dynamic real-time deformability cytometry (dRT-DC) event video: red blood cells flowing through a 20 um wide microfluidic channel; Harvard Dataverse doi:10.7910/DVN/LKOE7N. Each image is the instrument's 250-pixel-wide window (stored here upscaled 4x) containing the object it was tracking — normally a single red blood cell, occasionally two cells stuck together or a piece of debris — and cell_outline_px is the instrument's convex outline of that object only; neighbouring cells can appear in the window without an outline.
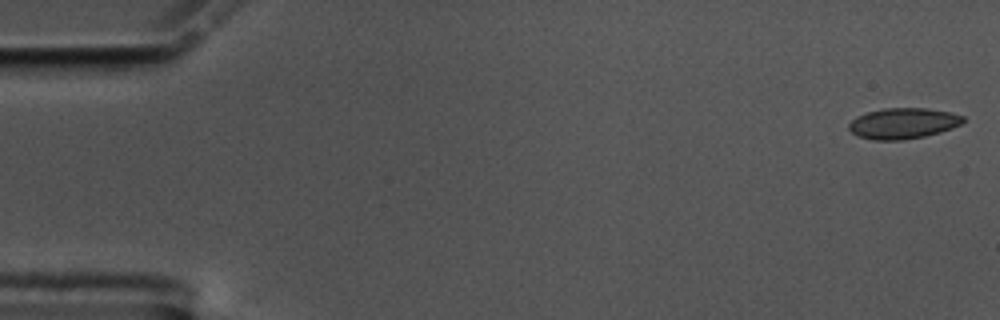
{"species": "common noctule bat (a hibernating species)", "species_latin": "Nyctalus noctula", "temperature_condition": "cold", "stored_images_in_passage": 57, "camera_frame_rate_fps": 3000, "um_per_image_px": 0.085, "animal": {"sex": "male", "body_mass_g": 17.5, "forearm_length_mm": 52.3}, "frame": {"image": 1, "passage_image": 1, "time_ms": 0.0, "image_size_px": [1000, 320], "cell_outline_px": [[964, 120], [960, 124], [952, 128], [940, 132], [924, 136], [904, 140], [872, 140], [856, 136], [848, 128], [848, 124], [856, 116], [868, 112], [884, 108], [928, 108], [952, 112], [964, 116]], "centroid_in_image_um": [76.75, 10.48], "position_along_channel_um": 8.3, "area_um2": 20.63}}
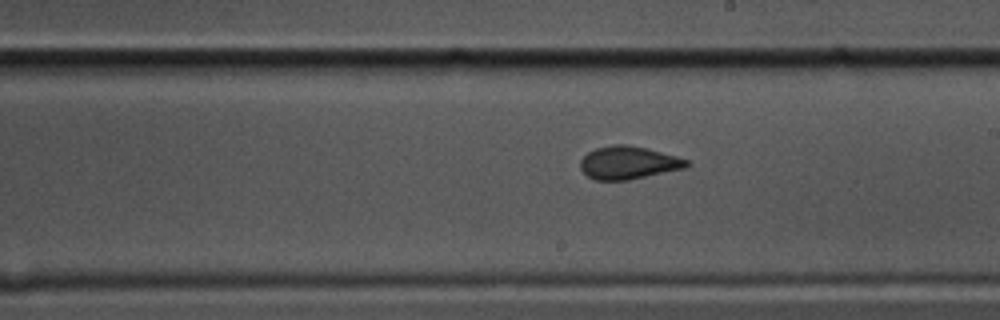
{"frame": {"image": 2, "passage_image": 32, "time_ms": 10.333, "image_size_px": [1000, 320], "cell_outline_px": [[692, 164], [684, 168], [628, 180], [596, 180], [588, 176], [580, 168], [580, 160], [588, 152], [596, 148], [612, 144], [624, 144], [644, 148], [676, 156], [688, 160]], "centroid_in_image_um": [53.39, 13.83], "position_along_channel_um": 235.6, "area_um2": 20.17}}
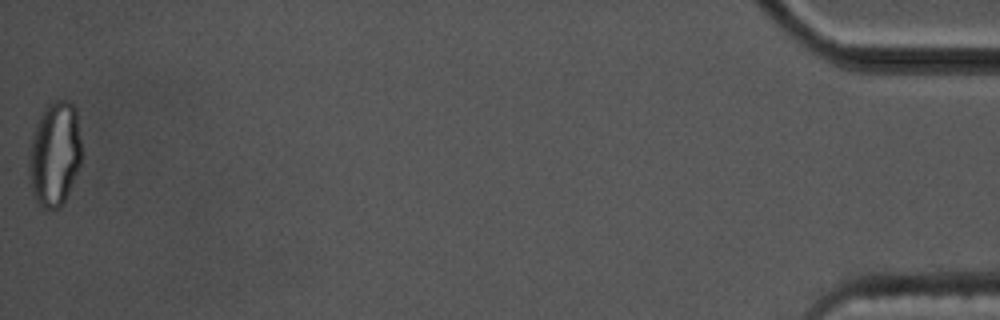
{"frame": {"image": 3, "passage_image": 57, "time_ms": 18.667, "image_size_px": [1000, 320], "cell_outline_px": [[80, 164], [68, 192], [60, 208], [44, 208], [36, 200], [32, 192], [28, 172], [28, 160], [32, 136], [36, 124], [44, 108], [48, 104], [56, 100], [68, 100], [76, 108], [80, 140]], "centroid_in_image_um": [4.63, 13.07], "position_along_channel_um": 430.6, "area_um2": 31.79}, "authors_computed_cell_mechanics": {"area_um2": 20.519, "velocity_mm_per_s": 3.505, "shape_relaxation_time_tau1_ms": 8.1315, "shape_relaxation_time_tau2_ms": 1.4359, "deformation_change_tau1": 0.1403, "deformation_change_tau2": 0.0694}}